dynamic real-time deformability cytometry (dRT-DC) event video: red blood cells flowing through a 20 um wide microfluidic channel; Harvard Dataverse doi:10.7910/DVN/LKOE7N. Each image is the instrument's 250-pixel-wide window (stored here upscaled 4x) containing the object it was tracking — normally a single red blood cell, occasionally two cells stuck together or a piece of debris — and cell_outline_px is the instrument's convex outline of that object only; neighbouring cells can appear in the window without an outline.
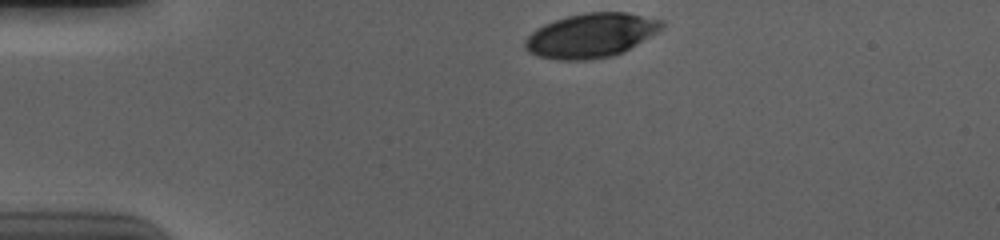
{"species": "human", "species_latin": "Homo sapiens", "temperature_condition": "cold", "stored_images_in_passage": 47, "camera_frame_rate_fps": 3000, "um_per_image_px": 0.085, "donor": {"sex": "male"}, "frame": {"image": 1, "passage_image": 1, "time_ms": 0.0, "image_size_px": [1000, 240], "cell_outline_px": [[664, 28], [624, 52], [612, 56], [592, 60], [556, 60], [536, 56], [528, 52], [524, 48], [524, 40], [536, 28], [544, 24], [568, 16], [588, 12], [628, 12], [664, 20]], "centroid_in_image_um": [50.24, 3.02], "position_along_channel_um": 34.8, "area_um2": 35.6}}
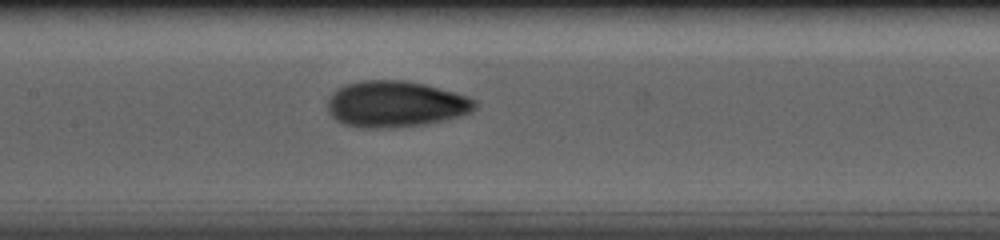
{"frame": {"image": 2, "passage_image": 18, "time_ms": 5.667, "image_size_px": [1000, 240], "cell_outline_px": [[476, 108], [472, 112], [460, 116], [444, 120], [424, 124], [392, 128], [360, 128], [344, 124], [336, 120], [328, 112], [328, 96], [336, 88], [360, 80], [404, 80], [424, 84], [468, 96], [476, 100]], "centroid_in_image_um": [33.6, 8.85], "position_along_channel_um": 173.8, "area_um2": 39.94}}
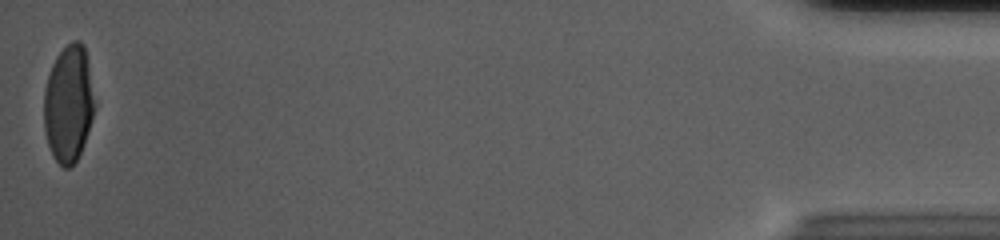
{"frame": {"image": 3, "passage_image": 47, "time_ms": 15.333, "image_size_px": [1000, 240], "cell_outline_px": [[96, 104], [92, 120], [80, 152], [76, 160], [68, 168], [64, 168], [52, 156], [44, 132], [44, 88], [52, 64], [56, 56], [72, 40], [80, 40], [84, 44]], "centroid_in_image_um": [5.82, 8.8], "position_along_channel_um": 429.4, "area_um2": 34.62}, "authors_computed_cell_mechanics": {"area_um2": 37.9168, "velocity_mm_per_s": 3.6045, "shape_relaxation_time_tau1_ms": 5.6419, "shape_relaxation_time_tau2_ms": 1.229, "deformation_change_tau1": 0.1811, "deformation_change_tau2": 0.0526}}